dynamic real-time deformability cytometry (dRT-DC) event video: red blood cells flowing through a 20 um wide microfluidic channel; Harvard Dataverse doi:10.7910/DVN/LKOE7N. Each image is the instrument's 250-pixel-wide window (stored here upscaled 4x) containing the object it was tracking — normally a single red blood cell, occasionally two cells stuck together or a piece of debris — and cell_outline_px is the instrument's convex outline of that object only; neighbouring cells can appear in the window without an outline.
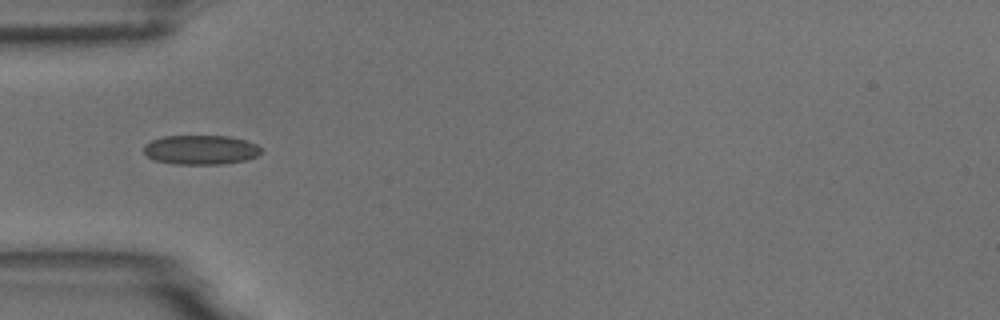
{"species": "common noctule bat (a hibernating species)", "species_latin": "Nyctalus noctula", "temperature_condition": "room temperature", "stored_images_in_passage": 38, "camera_frame_rate_fps": 3000, "um_per_image_px": 0.085, "animal": {"sex": "male", "body_mass_g": 18.8}, "frame": {"image": 1, "passage_image": 1, "time_ms": 0.0, "image_size_px": [1000, 320], "cell_outline_px": [[264, 152], [256, 156], [244, 160], [224, 164], [176, 164], [156, 160], [148, 156], [144, 152], [144, 144], [152, 140], [164, 136], [228, 136], [244, 140], [256, 144]], "centroid_in_image_um": [17.07, 12.73], "position_along_channel_um": 67.9, "area_um2": 20.0}}
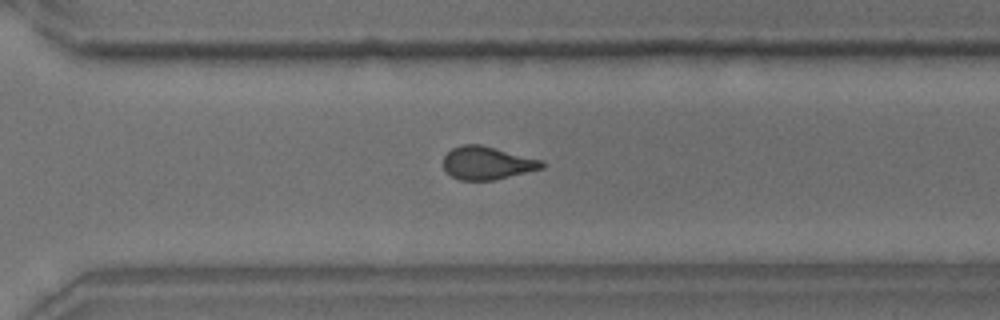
{"frame": {"image": 2, "passage_image": 22, "time_ms": 7.0, "image_size_px": [1000, 320], "cell_outline_px": [[544, 168], [496, 180], [460, 180], [452, 176], [444, 168], [444, 156], [452, 148], [460, 144], [480, 144], [544, 160]], "centroid_in_image_um": [41.44, 13.85], "position_along_channel_um": 329.2, "area_um2": 19.07}}
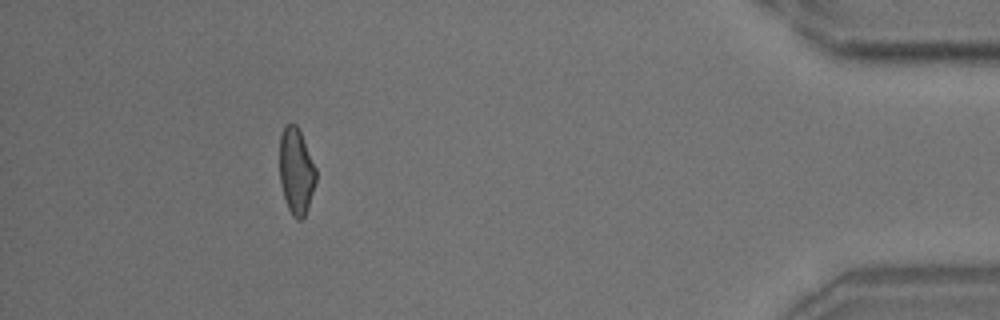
{"frame": {"image": 3, "passage_image": 33, "time_ms": 10.667, "image_size_px": [1000, 320], "cell_outline_px": [[316, 180], [308, 208], [304, 216], [300, 220], [296, 220], [292, 216], [288, 208], [280, 184], [280, 136], [284, 124], [296, 124], [300, 132], [316, 168]], "centroid_in_image_um": [25.17, 14.56], "position_along_channel_um": 410.0, "area_um2": 18.21}, "authors_computed_cell_mechanics": {"area_um2": 19.3341, "velocity_mm_per_s": 3.729, "shape_relaxation_time_tau1_ms": 6.4861, "shape_relaxation_time_tau2_ms": 1.4379, "deformation_change_tau1": 0.1322, "deformation_change_tau2": 0.0642}}